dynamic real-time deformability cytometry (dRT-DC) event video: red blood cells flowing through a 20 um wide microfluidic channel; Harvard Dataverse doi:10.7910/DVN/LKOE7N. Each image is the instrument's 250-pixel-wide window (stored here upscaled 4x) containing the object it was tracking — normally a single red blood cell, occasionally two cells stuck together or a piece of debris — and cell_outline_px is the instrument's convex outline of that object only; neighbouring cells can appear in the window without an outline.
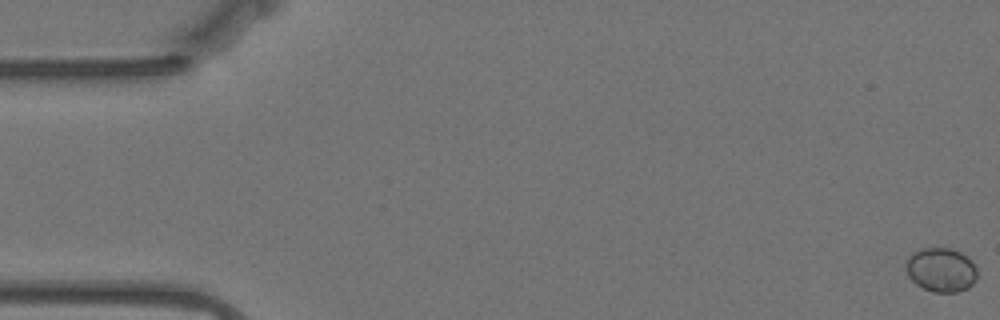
{"species": "Egyptian fruit bat (a non-hibernating species)", "species_latin": "Rousettus aegyptiacus", "temperature_condition": "warm", "stored_images_in_passage": 47, "camera_frame_rate_fps": 3000, "um_per_image_px": 0.085, "animal": {"sex": "female"}, "frame": {"image": 1, "passage_image": 1, "time_ms": 0.0, "image_size_px": [1000, 320], "cell_outline_px": [[976, 280], [968, 288], [956, 292], [932, 292], [916, 284], [908, 276], [904, 268], [904, 264], [908, 256], [912, 252], [920, 248], [952, 248], [960, 252], [972, 260], [976, 268]], "centroid_in_image_um": [79.96, 22.92], "position_along_channel_um": 5.0, "area_um2": 18.61}}
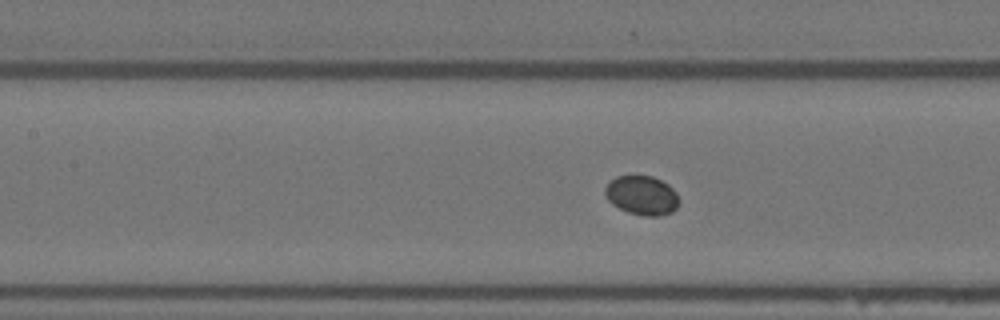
{"frame": {"image": 2, "passage_image": 26, "time_ms": 8.333, "image_size_px": [1000, 320], "cell_outline_px": [[680, 200], [676, 208], [672, 212], [660, 216], [644, 216], [628, 212], [612, 204], [608, 200], [604, 192], [604, 188], [608, 180], [616, 176], [652, 176], [668, 184], [676, 192]], "centroid_in_image_um": [54.55, 16.6], "position_along_channel_um": 152.9, "area_um2": 17.05}}
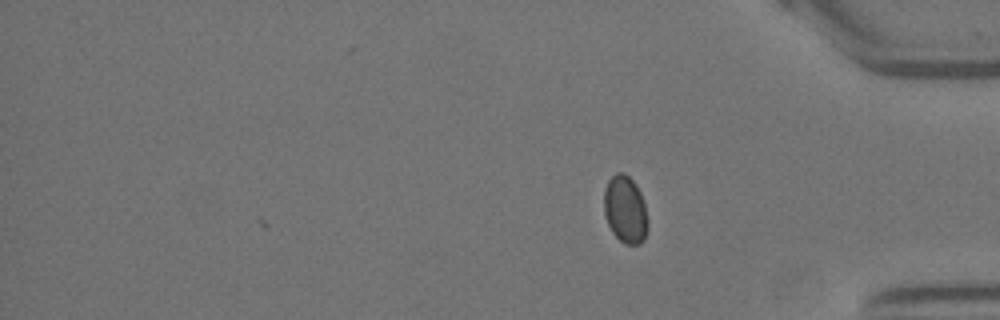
{"frame": {"image": 3, "passage_image": 47, "time_ms": 15.333, "image_size_px": [1000, 320], "cell_outline_px": [[648, 228], [644, 240], [640, 244], [624, 244], [612, 232], [604, 216], [604, 188], [608, 180], [616, 172], [624, 172], [636, 184], [640, 192], [644, 204], [648, 220]], "centroid_in_image_um": [53.14, 17.81], "position_along_channel_um": 382.1, "area_um2": 17.4}}